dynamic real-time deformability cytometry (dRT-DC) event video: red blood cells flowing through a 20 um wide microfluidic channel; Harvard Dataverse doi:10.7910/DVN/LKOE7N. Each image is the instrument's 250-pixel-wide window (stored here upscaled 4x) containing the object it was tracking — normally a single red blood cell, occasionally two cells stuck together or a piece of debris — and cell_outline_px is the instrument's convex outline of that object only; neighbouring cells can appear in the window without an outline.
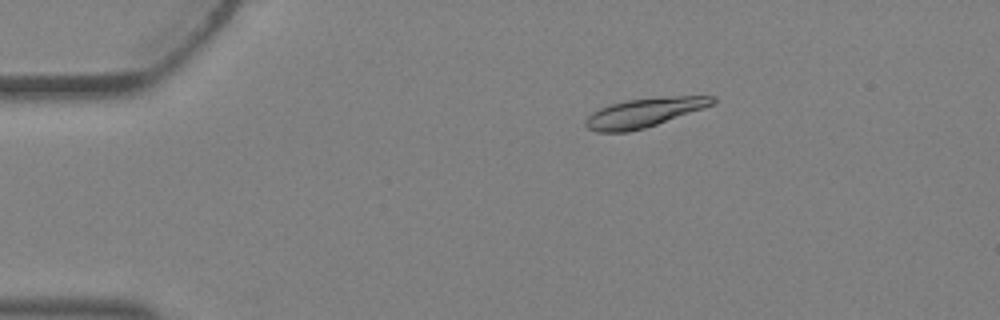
{"species": "Egyptian fruit bat (a non-hibernating species)", "species_latin": "Rousettus aegyptiacus", "temperature_condition": "warm", "stored_images_in_passage": 4, "camera_frame_rate_fps": 3000, "um_per_image_px": 0.085, "animal": {"sex": "female"}, "frame": {"image": 1, "passage_image": 1, "time_ms": 0.0, "image_size_px": [1000, 320], "cell_outline_px": [[716, 104], [644, 128], [628, 132], [596, 132], [588, 128], [584, 124], [584, 120], [592, 112], [608, 104], [624, 100], [676, 96], [716, 96]], "centroid_in_image_um": [54.73, 9.57], "position_along_channel_um": 30.3, "area_um2": 21.5}}
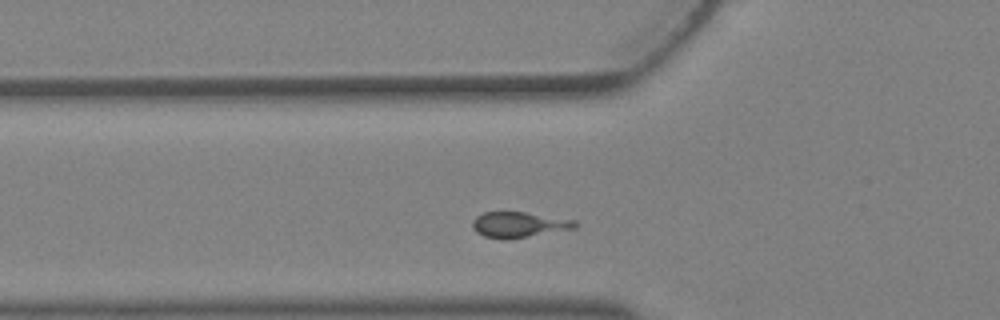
{"frame": {"image": 2, "passage_image": 4, "time_ms": 1.0, "image_size_px": [1000, 320], "cell_outline_px": [[580, 224], [576, 228], [508, 240], [500, 240], [484, 236], [476, 232], [472, 228], [472, 220], [476, 216], [484, 212], [524, 212], [576, 220]], "centroid_in_image_um": [44.1, 19.11], "position_along_channel_um": 81.7, "area_um2": 15.55}}